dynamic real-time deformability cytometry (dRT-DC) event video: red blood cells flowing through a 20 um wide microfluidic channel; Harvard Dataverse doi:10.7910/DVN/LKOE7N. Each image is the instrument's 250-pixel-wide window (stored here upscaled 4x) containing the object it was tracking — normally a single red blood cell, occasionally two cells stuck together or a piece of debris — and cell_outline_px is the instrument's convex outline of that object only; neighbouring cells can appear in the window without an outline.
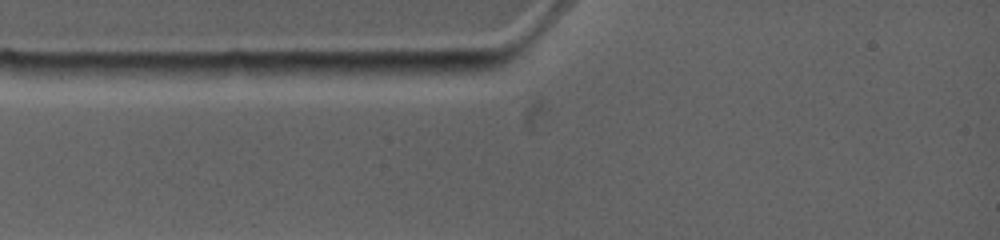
{"species": "common noctule bat (a hibernating species)", "species_latin": "Nyctalus noctula", "temperature_condition": "warm", "stored_images_in_passage": 2, "camera_frame_rate_fps": 4500, "um_per_image_px": 0.085, "animal": {"sex": "female", "body_mass_g": 19.0, "forearm_length_mm": 53.3}, "frame": {"image": 1, "passage_image": 2, "time_ms": 0.222, "image_size_px": [1000, 240], "cell_outline_px": [[472, 72], [420, 80], [376, 72], [372, 68], [384, 64], [424, 60], [468, 60], [472, 64]], "centroid_in_image_um": [36.2, 5.84], "position_along_channel_um": 48.8, "area_um2": 10.23}}